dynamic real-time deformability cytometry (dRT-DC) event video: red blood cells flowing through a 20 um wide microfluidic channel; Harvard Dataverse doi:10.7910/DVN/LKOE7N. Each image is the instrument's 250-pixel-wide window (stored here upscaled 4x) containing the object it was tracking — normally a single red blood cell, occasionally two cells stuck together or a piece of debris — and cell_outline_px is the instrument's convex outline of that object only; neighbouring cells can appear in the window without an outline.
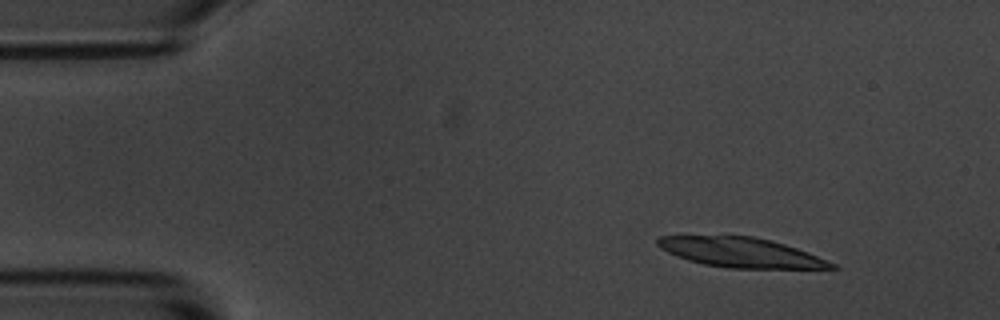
{"species": "common noctule bat (a hibernating species)", "species_latin": "Nyctalus noctula", "temperature_condition": "room temperature", "stored_images_in_passage": 5, "camera_frame_rate_fps": 3000, "um_per_image_px": 0.085, "animal": {"sex": "male", "body_mass_g": 20.1, "forearm_length_mm": 53.5}, "frame": {"image": 1, "passage_image": 2, "time_ms": 1.0, "image_size_px": [1000, 320], "cell_outline_px": [[840, 268], [728, 268], [704, 264], [688, 260], [676, 256], [660, 248], [656, 244], [656, 240], [660, 236], [752, 236], [772, 240], [796, 248], [836, 264]], "centroid_in_image_um": [62.94, 21.46], "position_along_channel_um": 22.1, "area_um2": 29.77}}